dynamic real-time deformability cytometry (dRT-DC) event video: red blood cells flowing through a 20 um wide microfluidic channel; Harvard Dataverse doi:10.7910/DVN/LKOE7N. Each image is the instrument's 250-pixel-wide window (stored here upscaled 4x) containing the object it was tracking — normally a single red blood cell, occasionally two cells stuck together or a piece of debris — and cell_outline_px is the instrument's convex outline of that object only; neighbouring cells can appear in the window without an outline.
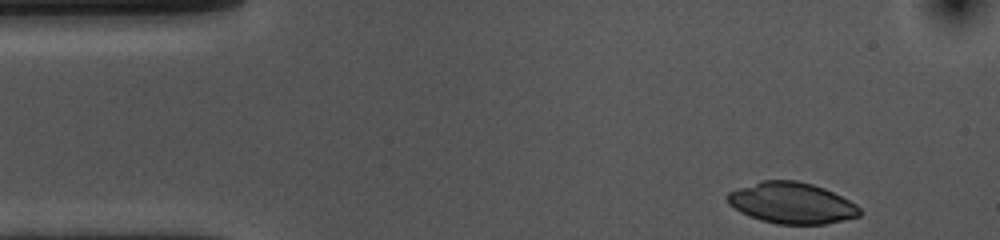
{"species": "common noctule bat (a hibernating species)", "species_latin": "Nyctalus noctula", "temperature_condition": "cold", "stored_images_in_passage": 39, "camera_frame_rate_fps": 3000, "um_per_image_px": 0.085, "animal": {"sex": "female", "body_mass_g": 10.0, "forearm_length_mm": 53.1}, "frame": {"image": 1, "passage_image": 1, "time_ms": 0.0, "image_size_px": [1000, 240], "cell_outline_px": [[860, 216], [824, 224], [776, 224], [760, 220], [740, 212], [728, 204], [724, 196], [728, 192], [764, 180], [796, 180], [812, 184], [824, 188], [856, 204], [860, 208]], "centroid_in_image_um": [67.26, 17.26], "position_along_channel_um": 17.7, "area_um2": 31.56}}
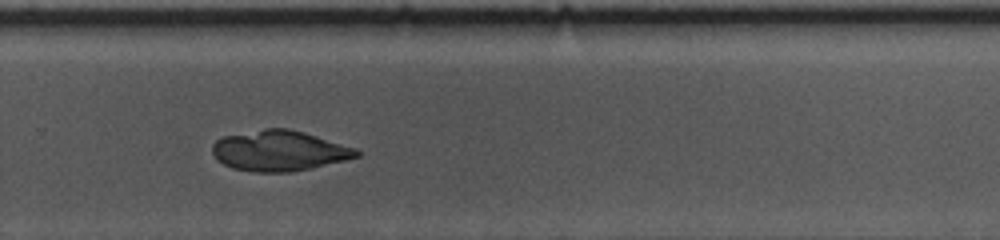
{"frame": {"image": 2, "passage_image": 31, "time_ms": 10.0, "image_size_px": [1000, 240], "cell_outline_px": [[360, 156], [312, 168], [288, 172], [252, 172], [232, 168], [216, 160], [212, 152], [212, 144], [216, 140], [224, 136], [264, 128], [288, 128], [304, 132], [356, 148], [360, 152]], "centroid_in_image_um": [23.71, 12.81], "position_along_channel_um": 306.1, "area_um2": 34.04}}